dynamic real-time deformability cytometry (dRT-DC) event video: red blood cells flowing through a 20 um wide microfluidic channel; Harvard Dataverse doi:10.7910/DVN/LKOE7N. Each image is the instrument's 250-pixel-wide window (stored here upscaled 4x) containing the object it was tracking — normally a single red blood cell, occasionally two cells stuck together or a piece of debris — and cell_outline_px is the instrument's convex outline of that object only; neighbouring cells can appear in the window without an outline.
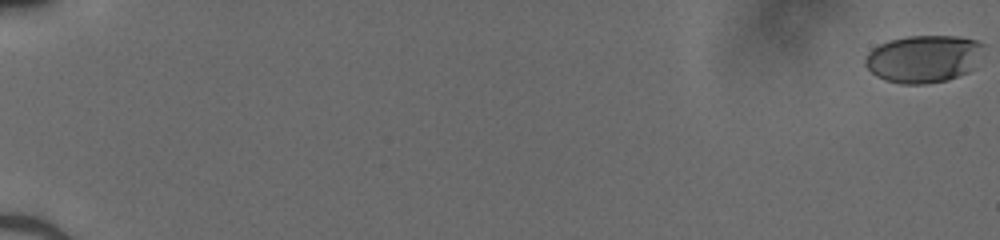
{"species": "human", "species_latin": "Homo sapiens", "temperature_condition": "cold", "stored_images_in_passage": 53, "camera_frame_rate_fps": 3000, "um_per_image_px": 0.085, "donor": {"sex": "male"}, "frame": {"image": 1, "passage_image": 1, "time_ms": 0.0, "image_size_px": [1000, 240], "cell_outline_px": [[984, 44], [972, 68], [968, 72], [948, 80], [924, 84], [900, 84], [884, 80], [876, 76], [864, 64], [864, 60], [868, 52], [872, 48], [888, 40], [908, 36], [960, 36], [976, 40]], "centroid_in_image_um": [78.45, 5.0], "position_along_channel_um": 6.5, "area_um2": 32.71}}
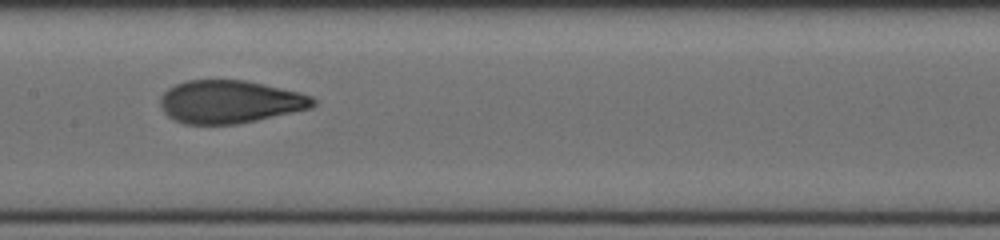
{"frame": {"image": 2, "passage_image": 30, "time_ms": 9.667, "image_size_px": [1000, 240], "cell_outline_px": [[316, 104], [312, 108], [256, 120], [236, 124], [184, 124], [168, 116], [160, 108], [160, 96], [168, 88], [176, 84], [188, 80], [248, 80], [300, 92], [312, 96], [316, 100]], "centroid_in_image_um": [19.55, 8.64], "position_along_channel_um": 187.9, "area_um2": 38.38}}
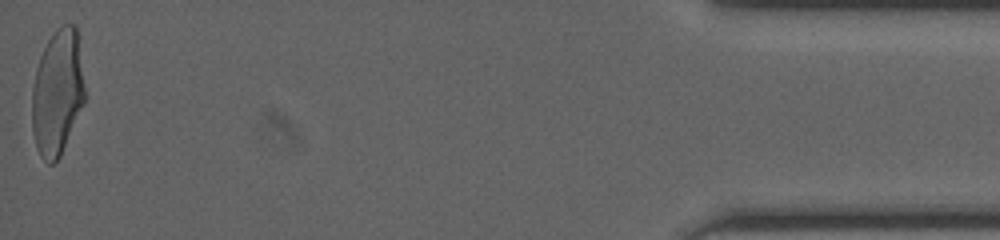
{"frame": {"image": 3, "passage_image": 53, "time_ms": 17.333, "image_size_px": [1000, 240], "cell_outline_px": [[84, 104], [60, 156], [52, 164], [48, 164], [40, 156], [36, 148], [32, 132], [32, 88], [36, 68], [40, 56], [48, 40], [56, 28], [60, 24], [76, 24], [84, 88]], "centroid_in_image_um": [4.86, 7.87], "position_along_channel_um": 430.3, "area_um2": 38.67}}